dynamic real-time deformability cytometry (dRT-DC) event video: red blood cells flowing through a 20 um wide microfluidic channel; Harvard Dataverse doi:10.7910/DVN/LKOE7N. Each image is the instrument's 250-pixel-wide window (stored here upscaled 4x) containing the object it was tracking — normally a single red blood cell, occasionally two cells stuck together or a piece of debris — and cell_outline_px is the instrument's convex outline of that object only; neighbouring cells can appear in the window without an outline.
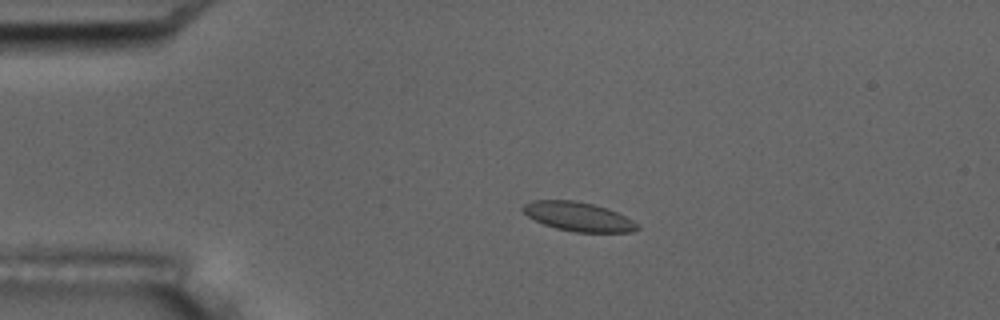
{"species": "common noctule bat (a hibernating species)", "species_latin": "Nyctalus noctula", "temperature_condition": "room temperature", "stored_images_in_passage": 9, "camera_frame_rate_fps": 3000, "um_per_image_px": 0.085, "animal": {"sex": "male", "body_mass_g": 17.5, "forearm_length_mm": 52.3}, "frame": {"image": 1, "passage_image": 4, "time_ms": 3.667, "image_size_px": [1000, 320], "cell_outline_px": [[640, 228], [632, 232], [576, 232], [556, 228], [544, 224], [528, 216], [520, 208], [524, 204], [532, 200], [576, 200], [608, 208], [640, 224]], "centroid_in_image_um": [49.17, 18.41], "position_along_channel_um": 35.8, "area_um2": 19.36}}
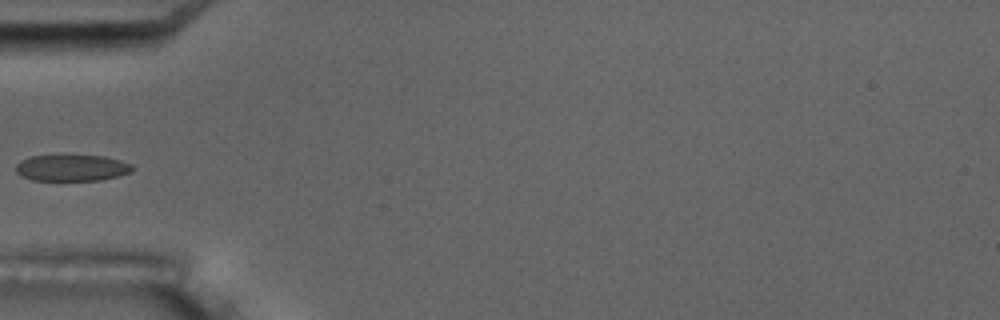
{"frame": {"image": 2, "passage_image": 6, "time_ms": 6.0, "image_size_px": [1000, 320], "cell_outline_px": [[136, 168], [132, 172], [100, 180], [32, 180], [20, 176], [16, 172], [16, 164], [20, 160], [32, 156], [104, 156], [120, 160], [132, 164]], "centroid_in_image_um": [6.11, 14.27], "position_along_channel_um": 78.9, "area_um2": 17.86}}
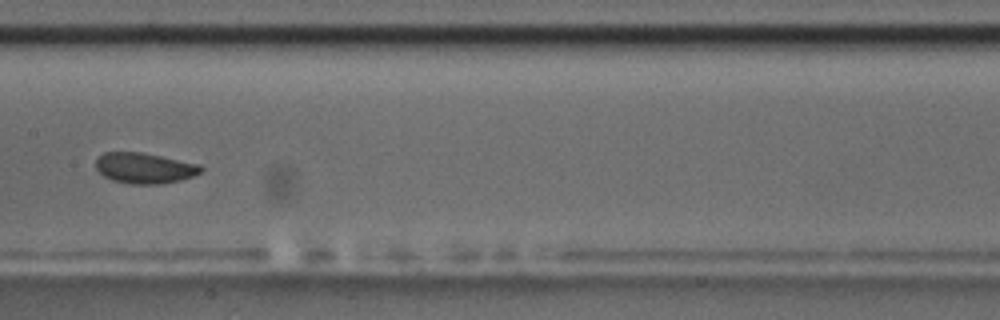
{"frame": {"image": 3, "passage_image": 9, "time_ms": 9.333, "image_size_px": [1000, 320], "cell_outline_px": [[204, 168], [200, 172], [192, 176], [180, 180], [160, 184], [128, 184], [112, 180], [104, 176], [96, 168], [96, 160], [104, 152], [140, 152], [200, 164]], "centroid_in_image_um": [12.28, 14.29], "position_along_channel_um": 195.1, "area_um2": 18.67}}